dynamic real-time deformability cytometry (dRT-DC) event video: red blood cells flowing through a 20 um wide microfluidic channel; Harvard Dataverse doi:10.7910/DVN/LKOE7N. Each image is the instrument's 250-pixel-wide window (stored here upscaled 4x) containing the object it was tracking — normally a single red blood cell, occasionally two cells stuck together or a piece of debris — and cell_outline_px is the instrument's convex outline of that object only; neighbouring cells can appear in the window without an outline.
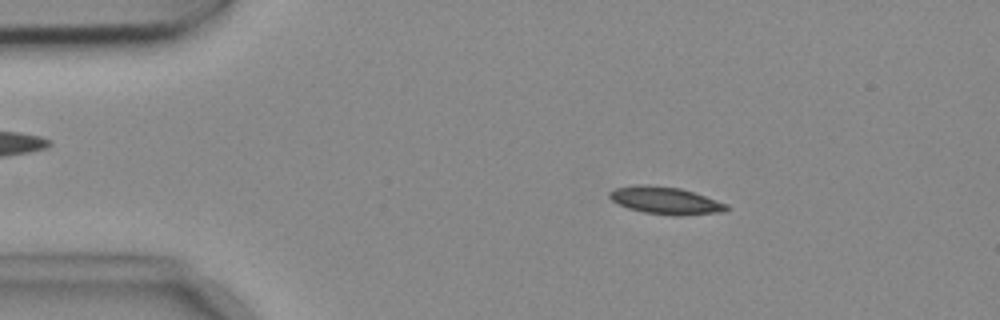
{"species": "common noctule bat (a hibernating species)", "species_latin": "Nyctalus noctula", "temperature_condition": "cold", "stored_images_in_passage": 53, "camera_frame_rate_fps": 3000, "um_per_image_px": 0.085, "animal": {"sex": "female", "body_mass_g": 18.4}, "frame": {"image": 1, "passage_image": 8, "time_ms": 2.333, "image_size_px": [1000, 320], "cell_outline_px": [[728, 208], [720, 212], [644, 212], [628, 208], [612, 200], [608, 196], [608, 192], [612, 188], [636, 184], [644, 184], [680, 188], [728, 204]], "centroid_in_image_um": [56.41, 16.96], "position_along_channel_um": 28.6, "area_um2": 17.4}}
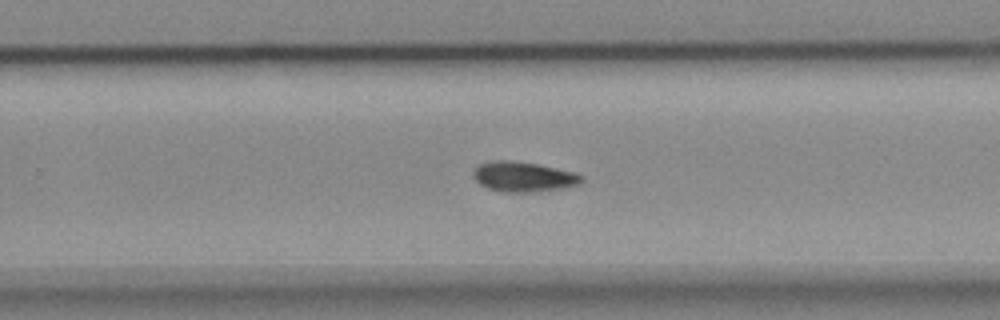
{"frame": {"image": 2, "passage_image": 33, "time_ms": 10.667, "image_size_px": [1000, 320], "cell_outline_px": [[584, 180], [580, 184], [564, 188], [528, 192], [504, 192], [488, 188], [480, 184], [472, 176], [472, 172], [476, 164], [488, 160], [512, 160], [536, 164], [576, 172], [584, 176]], "centroid_in_image_um": [44.47, 15.0], "position_along_channel_um": 285.3, "area_um2": 19.25}}
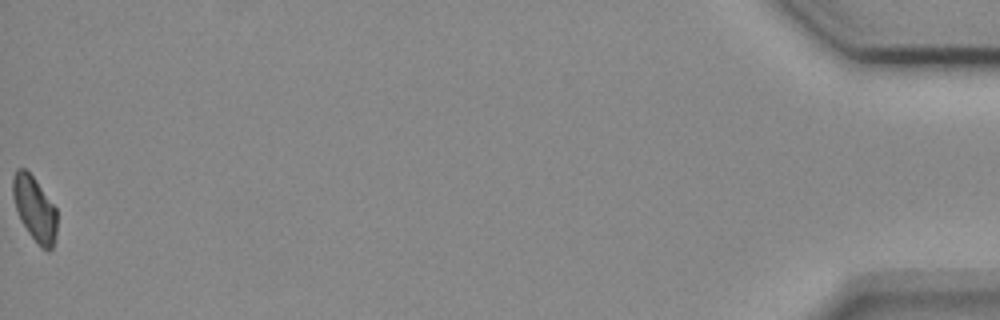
{"frame": {"image": 3, "passage_image": 53, "time_ms": 17.333, "image_size_px": [1000, 320], "cell_outline_px": [[56, 236], [52, 248], [48, 252], [40, 248], [28, 232], [20, 220], [12, 196], [12, 176], [16, 168], [24, 168], [36, 180], [56, 208]], "centroid_in_image_um": [2.93, 17.76], "position_along_channel_um": 432.3, "area_um2": 16.76}, "authors_computed_cell_mechanics": {"area_um2": 18.0336, "velocity_mm_per_s": 3.7106, "shape_relaxation_time_tau1_ms": 7.017, "shape_relaxation_time_tau2_ms": null, "deformation_change_tau1": 0.139, "deformation_change_tau2": null}}